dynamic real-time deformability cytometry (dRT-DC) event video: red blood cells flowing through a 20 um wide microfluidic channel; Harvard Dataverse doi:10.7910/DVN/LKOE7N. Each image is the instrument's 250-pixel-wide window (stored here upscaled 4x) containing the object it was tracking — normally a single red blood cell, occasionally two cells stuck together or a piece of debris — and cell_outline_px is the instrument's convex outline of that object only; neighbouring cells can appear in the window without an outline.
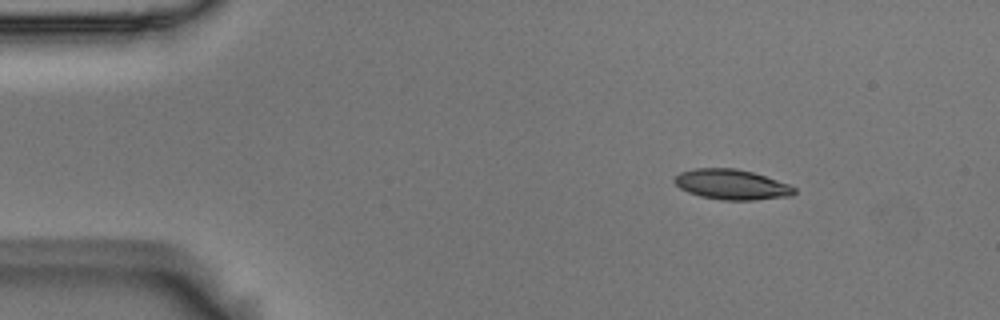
{"species": "Egyptian fruit bat (a non-hibernating species)", "species_latin": "Rousettus aegyptiacus", "temperature_condition": "room temperature", "stored_images_in_passage": 48, "camera_frame_rate_fps": 3000, "um_per_image_px": 0.085, "animal": {"sex": "male"}, "frame": {"image": 1, "passage_image": 1, "time_ms": 0.0, "image_size_px": [1000, 320], "cell_outline_px": [[796, 192], [792, 196], [756, 200], [720, 200], [700, 196], [688, 192], [680, 188], [672, 180], [680, 172], [696, 168], [736, 168], [752, 172], [788, 184], [796, 188]], "centroid_in_image_um": [62.19, 15.69], "position_along_channel_um": 22.8, "area_um2": 21.1}}
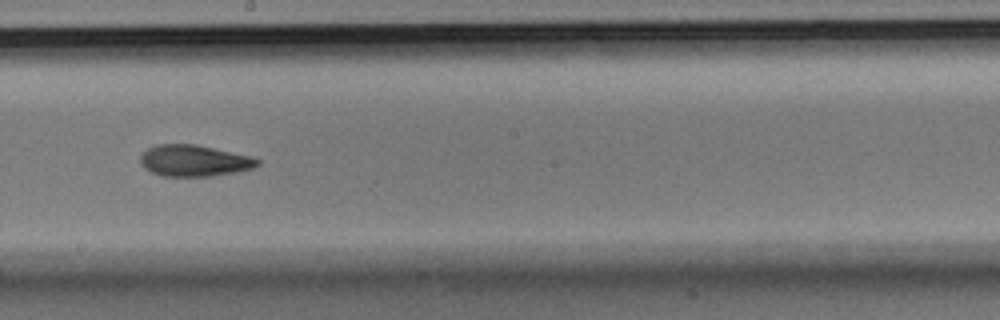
{"frame": {"image": 2, "passage_image": 24, "time_ms": 7.667, "image_size_px": [1000, 320], "cell_outline_px": [[260, 164], [252, 168], [236, 172], [212, 176], [160, 176], [144, 168], [140, 164], [140, 156], [148, 148], [156, 144], [196, 144], [248, 156], [260, 160]], "centroid_in_image_um": [16.46, 13.66], "position_along_channel_um": 231.7, "area_um2": 21.33}}
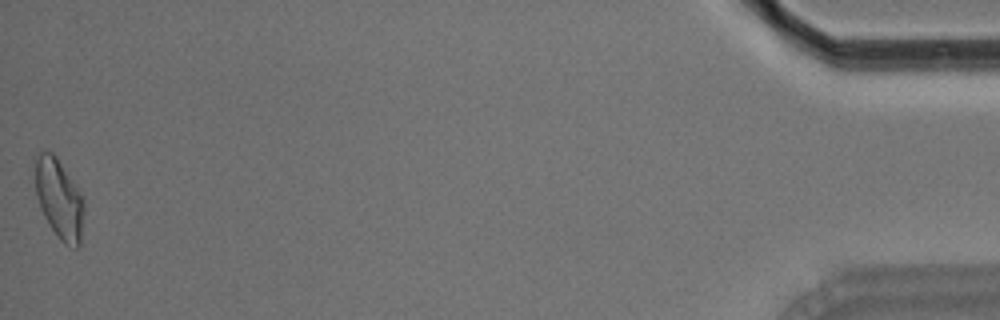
{"frame": {"image": 3, "passage_image": 48, "time_ms": 15.667, "image_size_px": [1000, 320], "cell_outline_px": [[84, 212], [80, 248], [76, 248], [64, 244], [56, 236], [48, 224], [40, 208], [36, 196], [32, 160], [32, 156], [40, 152], [52, 152], [56, 156], [80, 192], [84, 200]], "centroid_in_image_um": [4.99, 16.89], "position_along_channel_um": 430.2, "area_um2": 23.41}, "authors_computed_cell_mechanics": {"area_um2": 21.4727, "velocity_mm_per_s": 3.6859, "shape_relaxation_time_tau1_ms": 7.258, "shape_relaxation_time_tau2_ms": 4.3079, "deformation_change_tau1": 0.1743, "deformation_change_tau2": 0.1153}}